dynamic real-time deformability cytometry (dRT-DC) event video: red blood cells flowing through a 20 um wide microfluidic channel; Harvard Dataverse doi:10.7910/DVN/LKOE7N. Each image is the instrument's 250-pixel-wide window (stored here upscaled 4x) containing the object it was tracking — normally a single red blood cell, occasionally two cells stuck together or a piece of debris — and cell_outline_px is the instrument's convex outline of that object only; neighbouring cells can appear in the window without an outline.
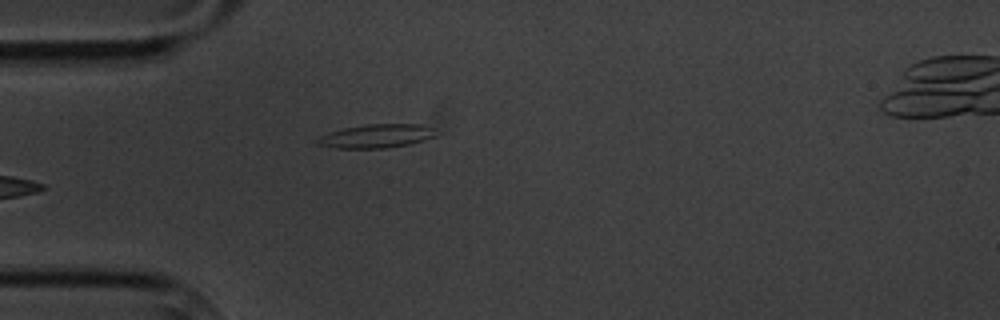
{"species": "common noctule bat (a hibernating species)", "species_latin": "Nyctalus noctula", "temperature_condition": "cold", "stored_images_in_passage": 6, "camera_frame_rate_fps": 3000, "um_per_image_px": 0.085, "animal": {"sex": "male", "body_mass_g": 20.1, "forearm_length_mm": 53.5}, "frame": {"image": 1, "passage_image": 6, "time_ms": 5.667, "image_size_px": [1000, 320], "cell_outline_px": [[436, 136], [424, 140], [408, 144], [384, 148], [336, 148], [316, 144], [312, 140], [328, 132], [344, 128], [368, 124], [420, 124], [432, 128]], "centroid_in_image_um": [31.92, 11.57], "position_along_channel_um": 53.1, "area_um2": 16.3}}